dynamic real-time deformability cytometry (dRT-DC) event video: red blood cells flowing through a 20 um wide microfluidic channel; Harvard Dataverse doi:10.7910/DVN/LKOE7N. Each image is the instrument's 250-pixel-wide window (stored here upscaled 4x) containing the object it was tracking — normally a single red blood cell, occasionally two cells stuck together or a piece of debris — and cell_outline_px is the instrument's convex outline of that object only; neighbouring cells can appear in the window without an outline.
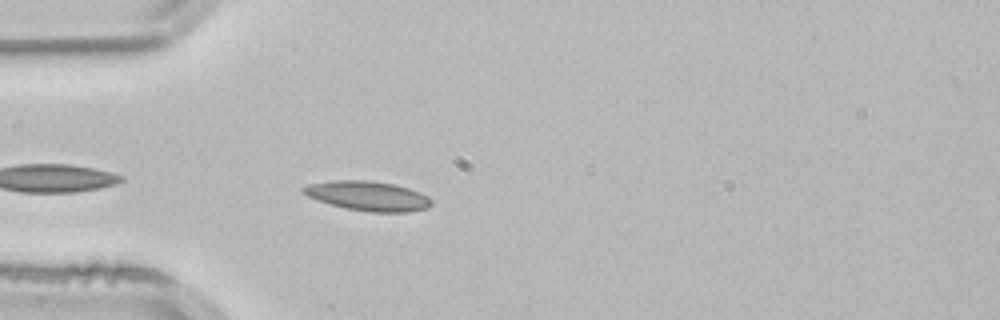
{"species": "common noctule bat (a hibernating species)", "species_latin": "Nyctalus noctula", "temperature_condition": "room temperature", "stored_images_in_passage": 12, "camera_frame_rate_fps": 3000, "um_per_image_px": 0.085, "animal": {"sex": "male", "body_mass_g": 21.5, "forearm_length_mm": 52.0}, "frame": {"image": 1, "passage_image": 4, "time_ms": 1.0, "image_size_px": [1000, 320], "cell_outline_px": [[432, 204], [428, 208], [408, 212], [372, 212], [344, 208], [308, 196], [300, 188], [308, 184], [332, 180], [368, 180], [396, 184], [420, 192], [428, 196], [432, 200]], "centroid_in_image_um": [31.31, 16.65], "position_along_channel_um": 53.7, "area_um2": 22.08}}